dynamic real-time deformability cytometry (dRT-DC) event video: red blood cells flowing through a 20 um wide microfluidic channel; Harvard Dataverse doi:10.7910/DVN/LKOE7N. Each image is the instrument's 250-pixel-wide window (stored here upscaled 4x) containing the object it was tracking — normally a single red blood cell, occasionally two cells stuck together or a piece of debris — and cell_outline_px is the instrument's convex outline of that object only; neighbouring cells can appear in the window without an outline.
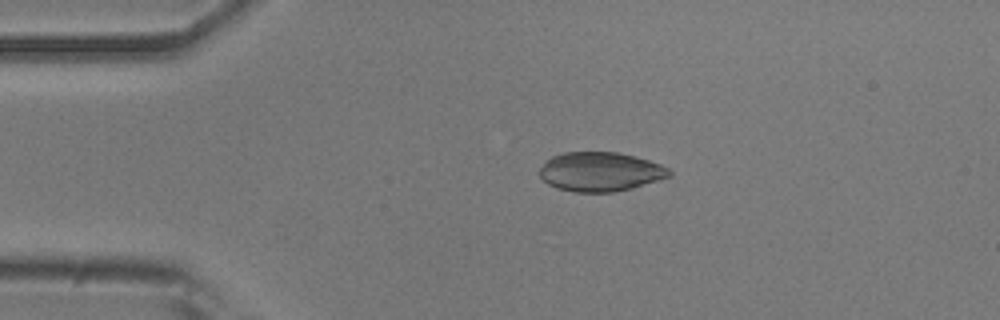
{"species": "common noctule bat (a hibernating species)", "species_latin": "Nyctalus noctula", "temperature_condition": "room temperature", "stored_images_in_passage": 47, "camera_frame_rate_fps": 3000, "um_per_image_px": 0.085, "animal": {"sex": "male", "body_mass_g": 20.5, "forearm_length_mm": 52.5}, "frame": {"image": 1, "passage_image": 5, "time_ms": 1.333, "image_size_px": [1000, 320], "cell_outline_px": [[672, 176], [632, 188], [612, 192], [576, 192], [556, 188], [548, 184], [540, 176], [540, 168], [552, 156], [564, 152], [620, 152], [636, 156], [660, 164], [668, 168], [672, 172]], "centroid_in_image_um": [51.05, 14.59], "position_along_channel_um": 34.0, "area_um2": 29.65}}
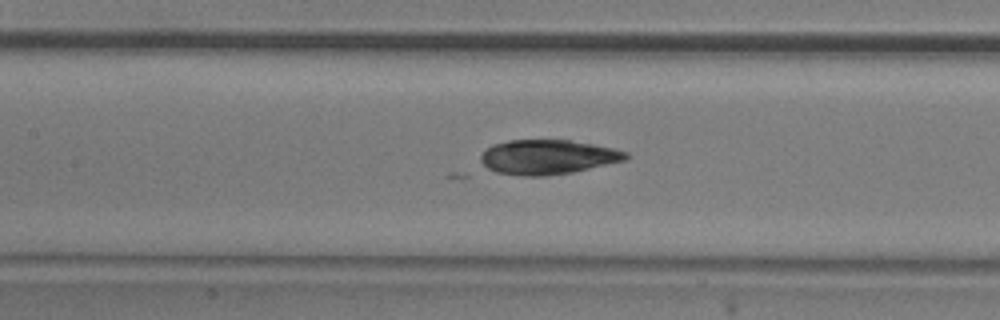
{"frame": {"image": 2, "passage_image": 18, "time_ms": 5.667, "image_size_px": [1000, 320], "cell_outline_px": [[628, 156], [624, 160], [572, 172], [544, 176], [524, 176], [496, 172], [488, 168], [480, 160], [480, 156], [492, 144], [508, 140], [568, 140], [592, 144], [612, 148], [628, 152]], "centroid_in_image_um": [46.52, 13.34], "position_along_channel_um": 160.9, "area_um2": 28.9}}
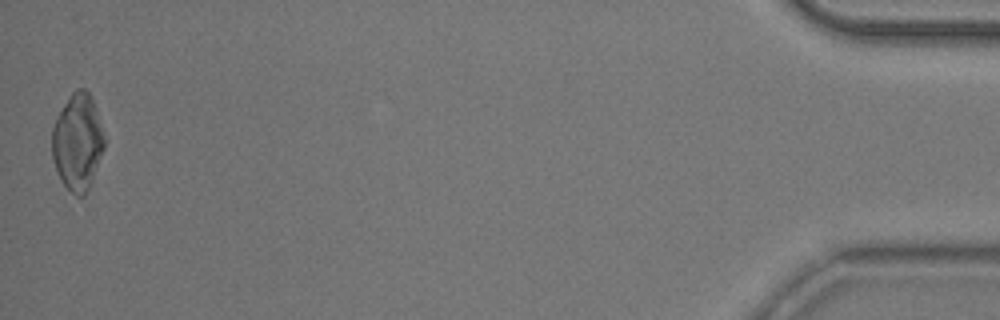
{"frame": {"image": 3, "passage_image": 47, "time_ms": 15.333, "image_size_px": [1000, 320], "cell_outline_px": [[104, 148], [88, 192], [84, 196], [76, 196], [60, 180], [56, 172], [52, 156], [52, 128], [64, 104], [72, 92], [76, 88], [84, 88], [92, 96], [104, 136]], "centroid_in_image_um": [6.59, 12.09], "position_along_channel_um": 428.6, "area_um2": 29.36}, "authors_computed_cell_mechanics": {"area_um2": 29.5358, "velocity_mm_per_s": 3.7581, "shape_relaxation_time_tau1_ms": null, "shape_relaxation_time_tau2_ms": 1.8976, "deformation_change_tau1": null, "deformation_change_tau2": 0.0913}}